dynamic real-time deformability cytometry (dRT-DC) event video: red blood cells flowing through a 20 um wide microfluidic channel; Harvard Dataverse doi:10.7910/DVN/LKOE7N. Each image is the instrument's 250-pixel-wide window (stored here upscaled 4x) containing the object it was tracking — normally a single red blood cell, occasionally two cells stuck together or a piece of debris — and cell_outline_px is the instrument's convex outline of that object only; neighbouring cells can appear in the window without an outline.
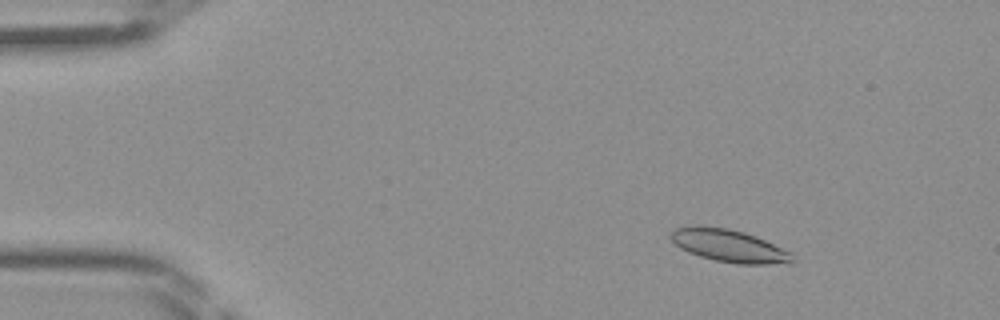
{"species": "Egyptian fruit bat (a non-hibernating species)", "species_latin": "Rousettus aegyptiacus", "temperature_condition": "room temperature", "stored_images_in_passage": 46, "camera_frame_rate_fps": 3000, "um_per_image_px": 0.085, "frame": {"image": 1, "passage_image": 7, "time_ms": 2.0, "image_size_px": [1000, 320], "cell_outline_px": [[792, 264], [736, 264], [716, 260], [700, 256], [688, 252], [680, 248], [668, 236], [676, 228], [692, 224], [700, 224], [728, 228], [744, 232], [756, 236], [792, 252]], "centroid_in_image_um": [61.96, 20.87], "position_along_channel_um": 23.0, "area_um2": 23.41}}
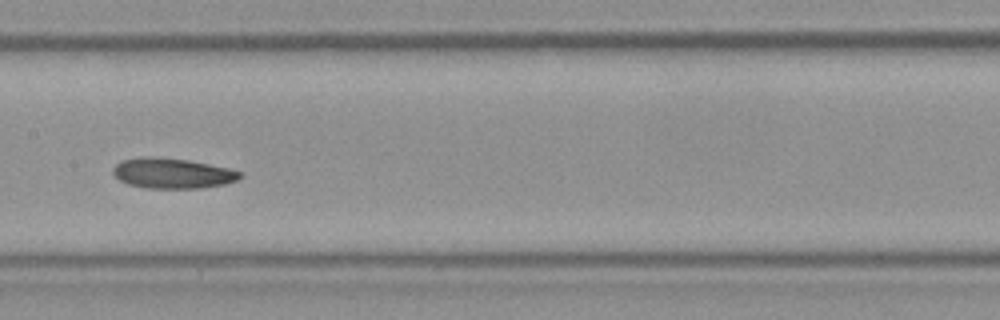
{"frame": {"image": 2, "passage_image": 24, "time_ms": 7.667, "image_size_px": [1000, 320], "cell_outline_px": [[240, 176], [236, 180], [224, 184], [200, 188], [148, 188], [128, 184], [120, 180], [112, 172], [112, 168], [120, 160], [140, 156], [152, 156], [188, 160], [228, 168], [240, 172]], "centroid_in_image_um": [14.59, 14.71], "position_along_channel_um": 192.8, "area_um2": 22.31}}
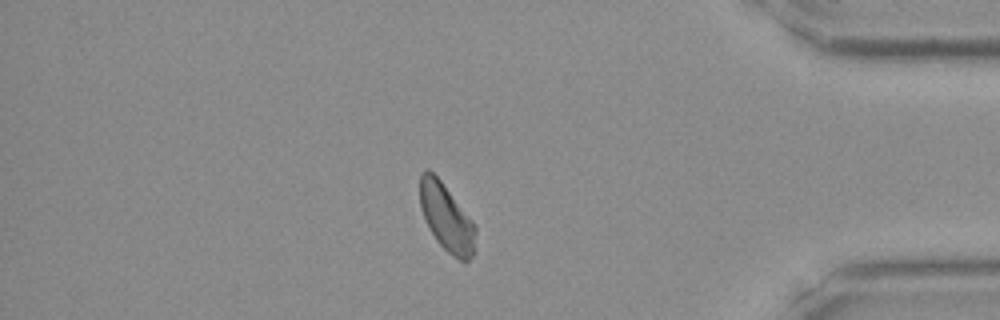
{"frame": {"image": 3, "passage_image": 40, "time_ms": 13.0, "image_size_px": [1000, 320], "cell_outline_px": [[476, 232], [472, 256], [468, 260], [460, 260], [452, 256], [436, 240], [424, 216], [420, 204], [420, 172], [428, 168], [440, 180], [472, 220], [476, 228]], "centroid_in_image_um": [37.95, 18.48], "position_along_channel_um": 397.3, "area_um2": 21.33}}